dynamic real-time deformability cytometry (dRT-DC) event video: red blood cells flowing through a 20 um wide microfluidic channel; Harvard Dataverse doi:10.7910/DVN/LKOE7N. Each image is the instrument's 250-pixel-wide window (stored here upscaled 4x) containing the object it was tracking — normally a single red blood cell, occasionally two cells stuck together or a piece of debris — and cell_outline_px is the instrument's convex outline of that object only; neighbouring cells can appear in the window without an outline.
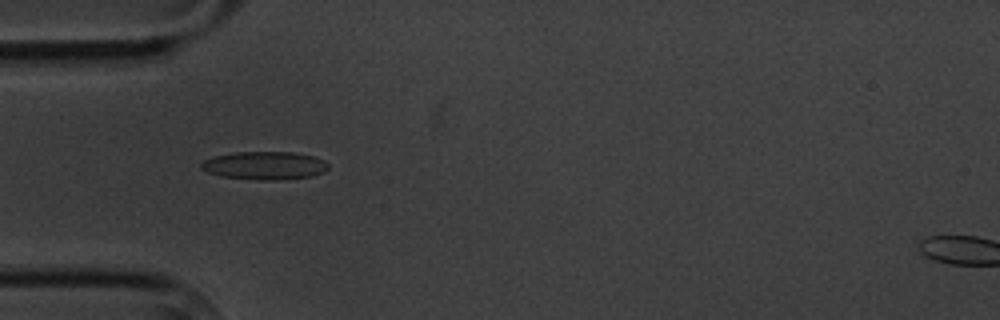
{"species": "common noctule bat (a hibernating species)", "species_latin": "Nyctalus noctula", "temperature_condition": "cold", "stored_images_in_passage": 5, "camera_frame_rate_fps": 3000, "um_per_image_px": 0.085, "animal": {"sex": "male", "body_mass_g": 20.1, "forearm_length_mm": 53.5}, "frame": {"image": 1, "passage_image": 5, "time_ms": 4.333, "image_size_px": [1000, 320], "cell_outline_px": [[328, 168], [324, 172], [312, 176], [276, 180], [264, 180], [220, 176], [208, 172], [200, 168], [200, 164], [204, 160], [212, 156], [236, 152], [292, 152], [312, 156], [324, 160], [328, 164]], "centroid_in_image_um": [22.48, 14.06], "position_along_channel_um": 62.5, "area_um2": 20.75}}